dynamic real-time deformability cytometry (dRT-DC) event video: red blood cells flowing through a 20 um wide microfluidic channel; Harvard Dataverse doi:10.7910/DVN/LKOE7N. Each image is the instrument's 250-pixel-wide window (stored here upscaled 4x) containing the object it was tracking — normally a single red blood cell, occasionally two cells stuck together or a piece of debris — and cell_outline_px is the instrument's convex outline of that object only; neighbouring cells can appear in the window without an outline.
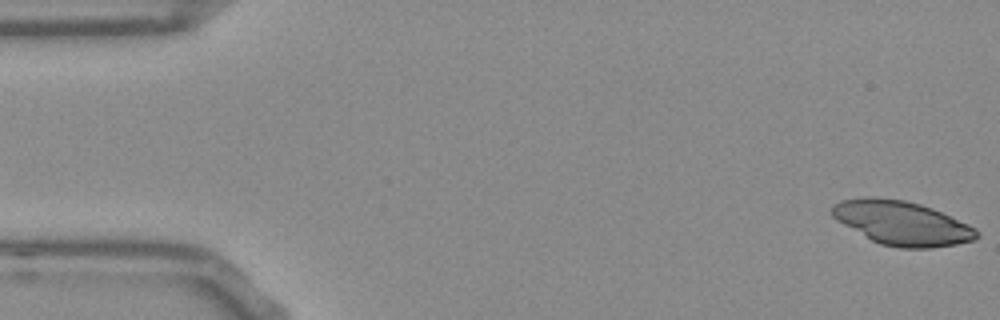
{"species": "Egyptian fruit bat (a non-hibernating species)", "species_latin": "Rousettus aegyptiacus", "temperature_condition": "room temperature", "stored_images_in_passage": 54, "camera_frame_rate_fps": 3000, "um_per_image_px": 0.085, "frame": {"image": 1, "passage_image": 1, "time_ms": 0.0, "image_size_px": [1000, 320], "cell_outline_px": [[980, 236], [976, 240], [956, 244], [932, 248], [900, 248], [880, 244], [872, 240], [836, 220], [832, 216], [832, 204], [840, 200], [868, 196], [904, 200], [920, 204], [932, 208], [968, 224], [976, 228], [980, 232]], "centroid_in_image_um": [76.68, 18.96], "position_along_channel_um": 8.3, "area_um2": 37.17}}